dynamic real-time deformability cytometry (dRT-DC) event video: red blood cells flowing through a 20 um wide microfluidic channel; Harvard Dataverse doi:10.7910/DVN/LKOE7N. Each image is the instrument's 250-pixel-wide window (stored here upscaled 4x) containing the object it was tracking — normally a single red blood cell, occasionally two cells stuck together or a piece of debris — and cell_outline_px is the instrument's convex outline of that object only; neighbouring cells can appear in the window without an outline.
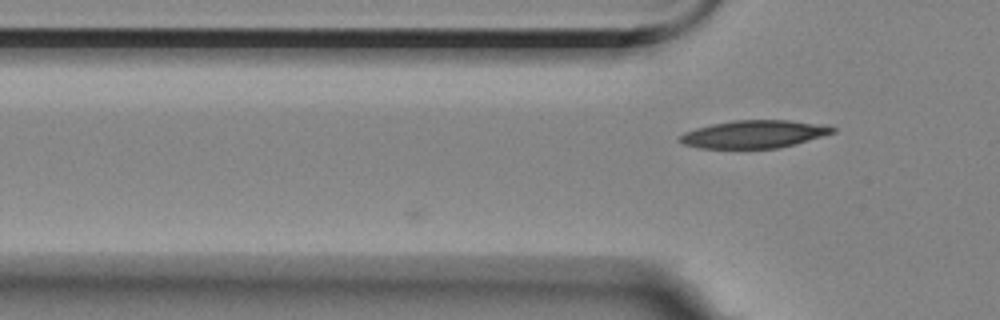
{"species": "Egyptian fruit bat (a non-hibernating species)", "species_latin": "Rousettus aegyptiacus", "temperature_condition": "room temperature", "stored_images_in_passage": 2, "camera_frame_rate_fps": 3000, "um_per_image_px": 0.085, "animal": {"sex": "female"}, "frame": {"image": 1, "passage_image": 2, "time_ms": 1.0, "image_size_px": [1000, 320], "cell_outline_px": [[836, 132], [796, 144], [780, 148], [700, 148], [684, 144], [680, 140], [680, 136], [684, 132], [696, 128], [712, 124], [732, 120], [792, 120], [828, 124], [836, 128]], "centroid_in_image_um": [64.18, 11.39], "position_along_channel_um": 61.6, "area_um2": 24.91}}